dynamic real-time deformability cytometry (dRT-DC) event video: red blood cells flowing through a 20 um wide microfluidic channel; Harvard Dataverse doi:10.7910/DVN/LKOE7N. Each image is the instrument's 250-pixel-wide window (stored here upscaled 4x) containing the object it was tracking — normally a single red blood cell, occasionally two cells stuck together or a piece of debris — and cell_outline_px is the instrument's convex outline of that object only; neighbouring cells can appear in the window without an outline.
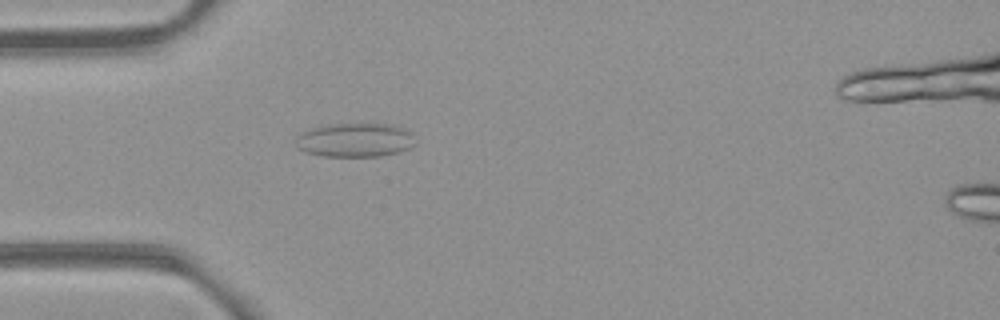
{"species": "common noctule bat (a hibernating species)", "species_latin": "Nyctalus noctula", "temperature_condition": "room temperature", "stored_images_in_passage": 46, "camera_frame_rate_fps": 3000, "um_per_image_px": 0.085, "animal": {"sex": "female", "body_mass_g": 21.9}, "frame": {"image": 1, "passage_image": 7, "time_ms": 2.0, "image_size_px": [1000, 320], "cell_outline_px": [[416, 144], [412, 148], [380, 156], [324, 156], [304, 152], [296, 148], [296, 132], [328, 124], [392, 124], [408, 132]], "centroid_in_image_um": [30.09, 11.9], "position_along_channel_um": 54.9, "area_um2": 23.7}}
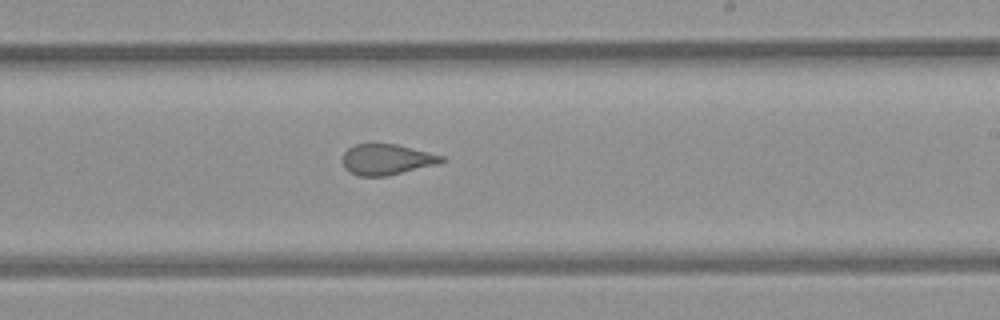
{"frame": {"image": 2, "passage_image": 23, "time_ms": 7.333, "image_size_px": [1000, 320], "cell_outline_px": [[448, 160], [436, 164], [388, 176], [360, 176], [344, 168], [344, 152], [348, 148], [356, 144], [396, 144], [444, 156]], "centroid_in_image_um": [32.9, 13.55], "position_along_channel_um": 256.1, "area_um2": 17.51}}
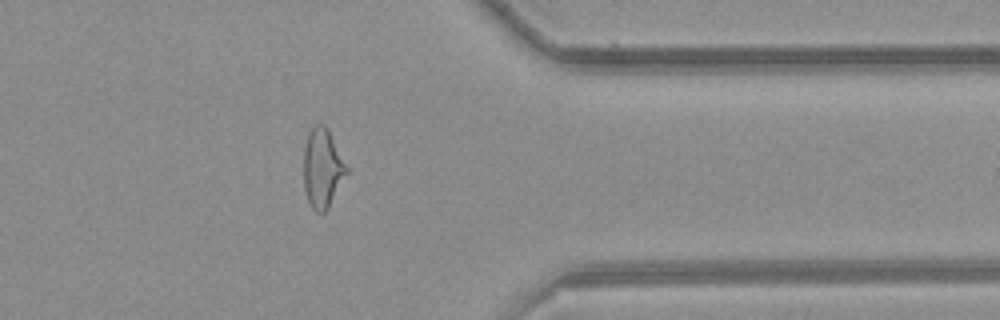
{"frame": {"image": 3, "passage_image": 34, "time_ms": 11.0, "image_size_px": [1000, 320], "cell_outline_px": [[348, 172], [328, 208], [324, 212], [316, 212], [312, 208], [308, 200], [304, 188], [304, 148], [308, 132], [316, 124], [324, 124], [328, 128], [348, 168]], "centroid_in_image_um": [27.41, 14.28], "position_along_channel_um": 384.0, "area_um2": 19.71}}